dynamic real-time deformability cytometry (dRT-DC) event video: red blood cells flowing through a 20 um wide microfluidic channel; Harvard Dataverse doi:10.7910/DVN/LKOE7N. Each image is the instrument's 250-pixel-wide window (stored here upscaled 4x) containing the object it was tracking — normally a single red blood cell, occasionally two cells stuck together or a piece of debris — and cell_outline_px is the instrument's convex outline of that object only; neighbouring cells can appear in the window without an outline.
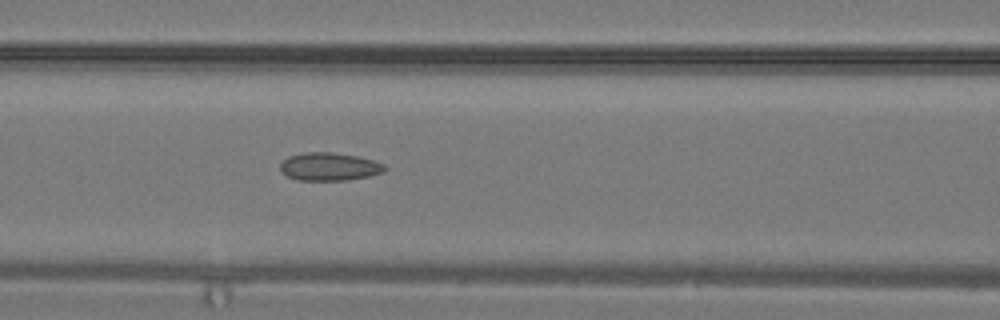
{"species": "common noctule bat (a hibernating species)", "species_latin": "Nyctalus noctula", "temperature_condition": "warm", "stored_images_in_passage": 15, "camera_frame_rate_fps": 3000, "um_per_image_px": 0.085, "animal": {"sex": "male", "body_mass_g": 19.2, "forearm_length_mm": 51.8}, "frame": {"image": 1, "passage_image": 13, "time_ms": 4.0, "image_size_px": [1000, 320], "cell_outline_px": [[388, 168], [384, 172], [368, 176], [348, 180], [300, 180], [288, 176], [280, 168], [280, 164], [288, 156], [304, 152], [332, 152], [356, 156], [372, 160], [384, 164]], "centroid_in_image_um": [28.01, 14.16], "position_along_channel_um": 138.6, "area_um2": 16.94}}
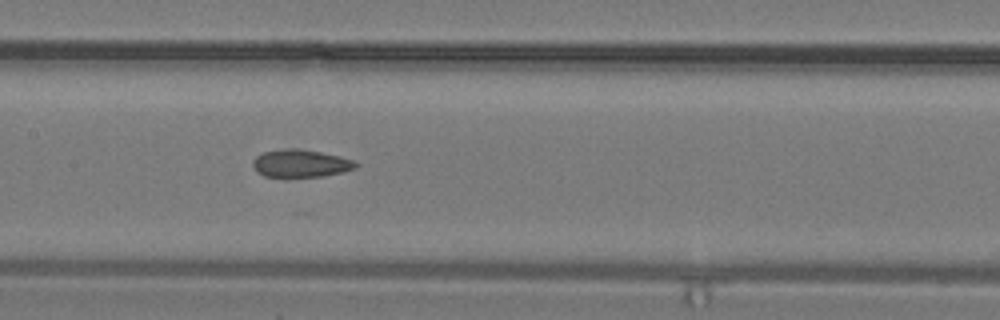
{"frame": {"image": 2, "passage_image": 15, "time_ms": 4.667, "image_size_px": [1000, 320], "cell_outline_px": [[360, 164], [356, 168], [344, 172], [324, 176], [264, 176], [256, 172], [252, 164], [252, 160], [260, 152], [284, 148], [296, 148], [320, 152], [340, 156], [356, 160]], "centroid_in_image_um": [25.57, 13.87], "position_along_channel_um": 181.8, "area_um2": 16.82}}